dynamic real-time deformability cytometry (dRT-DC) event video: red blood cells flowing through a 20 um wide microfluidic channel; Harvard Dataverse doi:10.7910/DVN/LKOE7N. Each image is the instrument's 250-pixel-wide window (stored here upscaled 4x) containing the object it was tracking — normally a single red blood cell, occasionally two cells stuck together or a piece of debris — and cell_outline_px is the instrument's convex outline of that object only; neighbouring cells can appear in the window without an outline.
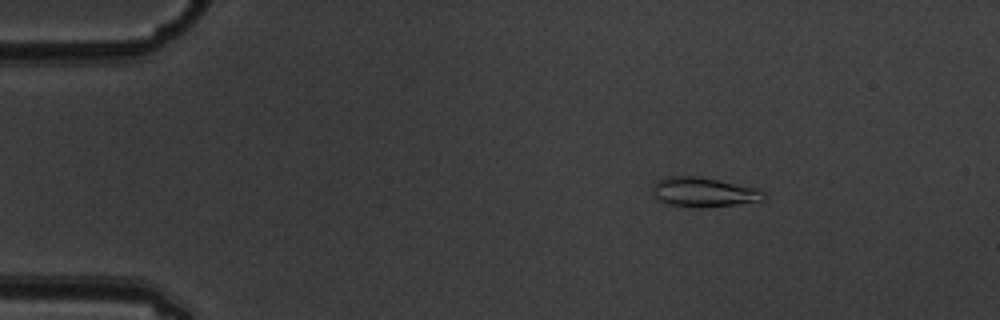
{"species": "common noctule bat (a hibernating species)", "species_latin": "Nyctalus noctula", "temperature_condition": "warm", "stored_images_in_passage": 6, "camera_frame_rate_fps": 3000, "um_per_image_px": 0.085, "animal": {"sex": "male", "body_mass_g": 19.5, "forearm_length_mm": 54.6}, "frame": {"image": 1, "passage_image": 3, "time_ms": 0.667, "image_size_px": [1000, 320], "cell_outline_px": [[764, 200], [732, 204], [696, 208], [668, 204], [656, 200], [652, 196], [652, 188], [664, 176], [700, 176], [756, 188], [764, 192]], "centroid_in_image_um": [59.74, 16.33], "position_along_channel_um": 25.3, "area_um2": 19.02}}